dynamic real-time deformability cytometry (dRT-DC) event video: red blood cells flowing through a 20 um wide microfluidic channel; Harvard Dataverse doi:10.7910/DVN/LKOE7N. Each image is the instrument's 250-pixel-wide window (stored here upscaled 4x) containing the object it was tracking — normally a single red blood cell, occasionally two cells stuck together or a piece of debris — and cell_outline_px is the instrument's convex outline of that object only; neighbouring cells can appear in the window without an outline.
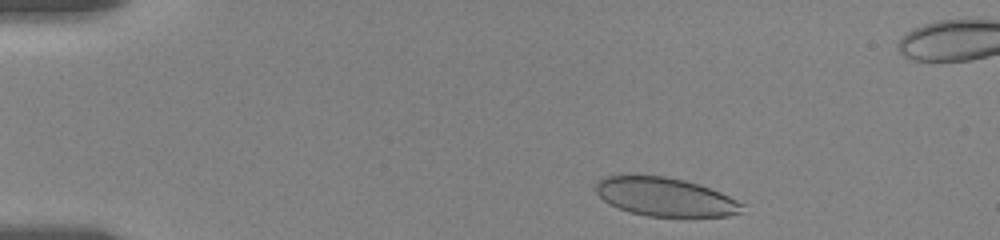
{"species": "human", "species_latin": "Homo sapiens", "temperature_condition": "room temperature", "stored_images_in_passage": 19, "camera_frame_rate_fps": 3000, "um_per_image_px": 0.085, "donor": {"sex": "female"}, "frame": {"image": 1, "passage_image": 2, "time_ms": 0.333, "image_size_px": [1000, 240], "cell_outline_px": [[744, 204], [740, 212], [728, 216], [648, 216], [628, 212], [608, 204], [596, 192], [596, 184], [604, 176], [628, 172], [636, 172], [664, 176], [684, 180], [700, 184], [720, 192]], "centroid_in_image_um": [56.45, 16.69], "position_along_channel_um": 28.6, "area_um2": 33.58}}
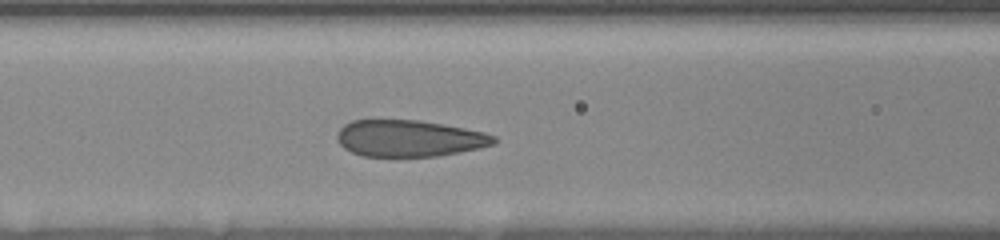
{"frame": {"image": 2, "passage_image": 13, "time_ms": 5.333, "image_size_px": [1000, 240], "cell_outline_px": [[496, 144], [480, 148], [436, 156], [364, 156], [352, 152], [344, 148], [336, 140], [336, 136], [340, 128], [344, 124], [352, 120], [420, 120], [464, 128], [484, 132], [496, 136]], "centroid_in_image_um": [34.78, 11.75], "position_along_channel_um": 131.8, "area_um2": 33.41}}
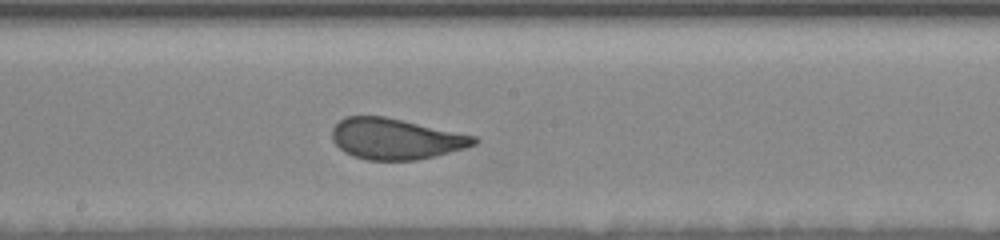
{"frame": {"image": 3, "passage_image": 19, "time_ms": 7.667, "image_size_px": [1000, 240], "cell_outline_px": [[480, 140], [476, 144], [464, 148], [416, 160], [368, 160], [352, 156], [344, 152], [332, 140], [332, 128], [344, 116], [384, 116], [476, 136]], "centroid_in_image_um": [33.6, 11.8], "position_along_channel_um": 214.6, "area_um2": 33.64}}